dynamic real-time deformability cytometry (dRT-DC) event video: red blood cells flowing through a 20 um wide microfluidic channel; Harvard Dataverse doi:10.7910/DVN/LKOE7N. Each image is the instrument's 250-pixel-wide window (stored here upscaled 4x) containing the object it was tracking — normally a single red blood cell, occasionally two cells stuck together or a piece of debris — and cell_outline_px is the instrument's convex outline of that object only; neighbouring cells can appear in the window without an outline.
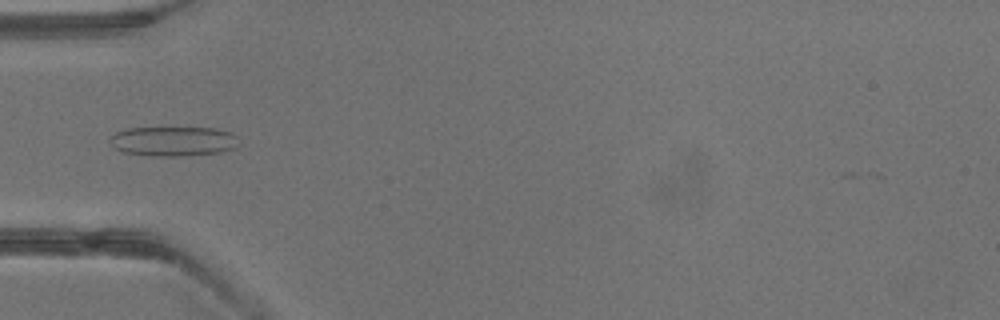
{"species": "common noctule bat (a hibernating species)", "species_latin": "Nyctalus noctula", "temperature_condition": "warm", "stored_images_in_passage": 39, "camera_frame_rate_fps": 3000, "um_per_image_px": 0.085, "animal": {"sex": "male", "body_mass_g": 13.3}, "frame": {"image": 1, "passage_image": 13, "time_ms": 4.0, "image_size_px": [1000, 320], "cell_outline_px": [[240, 144], [236, 148], [220, 152], [184, 156], [148, 156], [124, 152], [116, 148], [108, 140], [116, 132], [128, 128], [216, 128], [228, 132], [236, 136]], "centroid_in_image_um": [14.75, 12.01], "position_along_channel_um": 70.2, "area_um2": 22.31}}
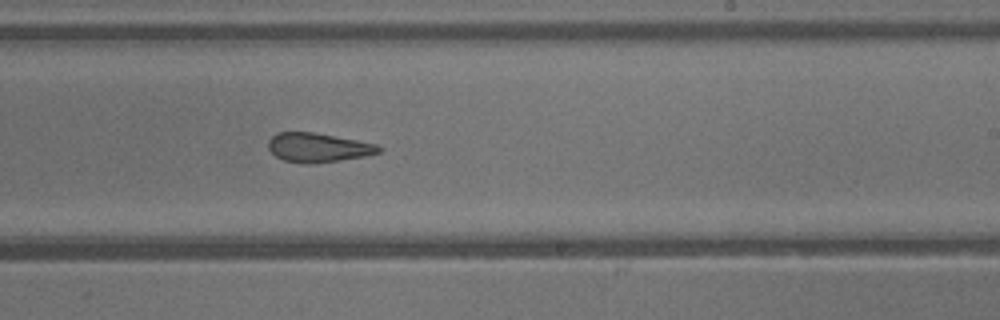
{"frame": {"image": 2, "passage_image": 24, "time_ms": 7.667, "image_size_px": [1000, 320], "cell_outline_px": [[384, 148], [380, 152], [368, 156], [312, 164], [304, 164], [284, 160], [276, 156], [268, 148], [268, 140], [276, 132], [312, 132], [356, 140], [376, 144]], "centroid_in_image_um": [27.04, 12.55], "position_along_channel_um": 262.0, "area_um2": 18.84}}
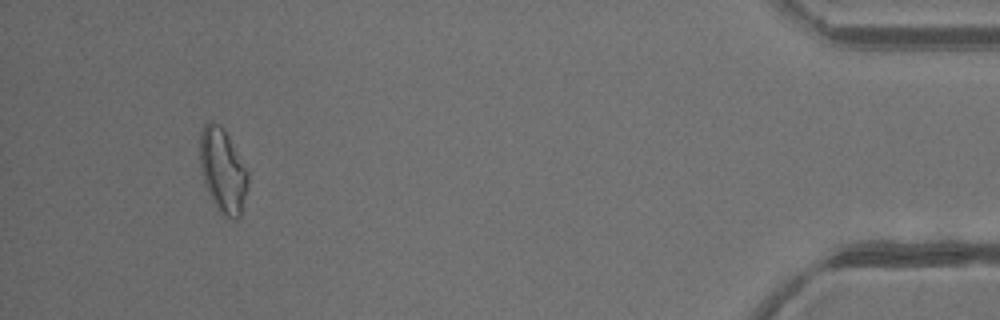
{"frame": {"image": 3, "passage_image": 37, "time_ms": 12.0, "image_size_px": [1000, 320], "cell_outline_px": [[248, 184], [240, 216], [236, 220], [232, 220], [220, 212], [216, 208], [204, 184], [200, 172], [200, 132], [204, 124], [208, 120], [212, 120], [220, 124], [224, 128], [248, 172]], "centroid_in_image_um": [18.91, 14.48], "position_along_channel_um": 416.3, "area_um2": 23.76}}